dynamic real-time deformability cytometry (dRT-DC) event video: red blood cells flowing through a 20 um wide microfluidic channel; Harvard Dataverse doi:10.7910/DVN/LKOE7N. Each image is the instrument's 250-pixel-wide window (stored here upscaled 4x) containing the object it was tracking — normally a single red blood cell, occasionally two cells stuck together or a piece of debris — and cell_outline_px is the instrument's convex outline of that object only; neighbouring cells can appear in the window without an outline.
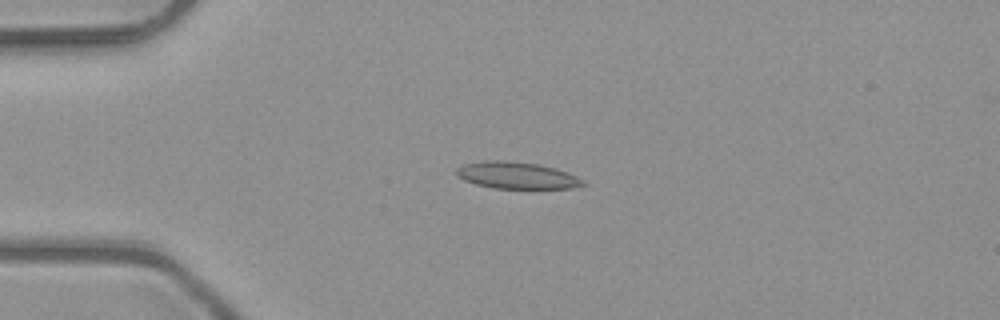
{"species": "common noctule bat (a hibernating species)", "species_latin": "Nyctalus noctula", "temperature_condition": "room temperature", "stored_images_in_passage": 4, "camera_frame_rate_fps": 3000, "um_per_image_px": 0.085, "animal": {"sex": "male", "body_mass_g": 23.1, "forearm_length_mm": 52.7}, "frame": {"image": 1, "passage_image": 3, "time_ms": 0.667, "image_size_px": [1000, 320], "cell_outline_px": [[588, 184], [572, 188], [492, 188], [476, 184], [464, 180], [456, 176], [456, 168], [464, 164], [484, 160], [504, 160], [540, 164], [556, 168], [576, 176], [584, 180]], "centroid_in_image_um": [43.92, 14.9], "position_along_channel_um": 41.1, "area_um2": 19.88}}